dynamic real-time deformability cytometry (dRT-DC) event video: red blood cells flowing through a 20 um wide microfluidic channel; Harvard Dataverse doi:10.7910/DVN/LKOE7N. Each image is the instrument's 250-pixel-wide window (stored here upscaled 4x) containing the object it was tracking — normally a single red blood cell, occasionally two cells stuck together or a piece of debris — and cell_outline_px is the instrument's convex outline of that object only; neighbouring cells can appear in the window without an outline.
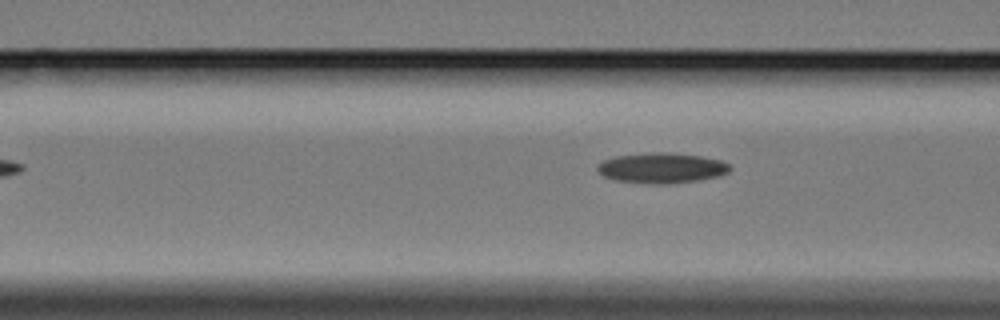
{"species": "Egyptian fruit bat (a non-hibernating species)", "species_latin": "Rousettus aegyptiacus", "temperature_condition": "cold", "stored_images_in_passage": 5, "segment_of_instrument_passage": [2, 2], "camera_frame_rate_fps": 3000, "um_per_image_px": 0.085, "animal": {"sex": "female"}, "frame": {"image": 1, "passage_image": 5, "time_ms": 5.667, "image_size_px": [1000, 320], "cell_outline_px": [[732, 168], [728, 172], [716, 176], [696, 180], [668, 184], [648, 184], [616, 180], [604, 176], [596, 168], [604, 160], [616, 156], [652, 152], [668, 152], [700, 156], [720, 160], [728, 164]], "centroid_in_image_um": [56.24, 14.27], "position_along_channel_um": 110.4, "area_um2": 23.18}}